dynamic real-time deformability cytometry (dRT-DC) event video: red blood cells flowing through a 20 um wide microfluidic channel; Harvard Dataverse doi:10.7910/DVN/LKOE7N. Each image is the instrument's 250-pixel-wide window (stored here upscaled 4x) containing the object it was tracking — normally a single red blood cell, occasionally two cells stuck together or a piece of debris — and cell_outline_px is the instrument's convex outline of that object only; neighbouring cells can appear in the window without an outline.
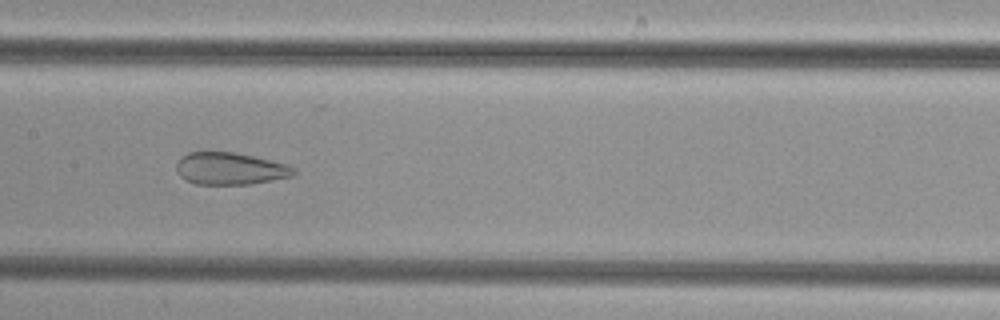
{"species": "common noctule bat (a hibernating species)", "species_latin": "Nyctalus noctula", "temperature_condition": "cold", "stored_images_in_passage": 38, "camera_frame_rate_fps": 3000, "um_per_image_px": 0.085, "animal": {"sex": "female", "body_mass_g": 29.2, "forearm_length_mm": 56.3}, "frame": {"image": 1, "passage_image": 12, "time_ms": 3.667, "image_size_px": [1000, 320], "cell_outline_px": [[296, 172], [292, 176], [272, 180], [248, 184], [196, 184], [180, 176], [176, 168], [176, 164], [180, 156], [188, 152], [236, 152], [284, 164], [296, 168]], "centroid_in_image_um": [19.53, 14.32], "position_along_channel_um": 187.9, "area_um2": 21.79}}
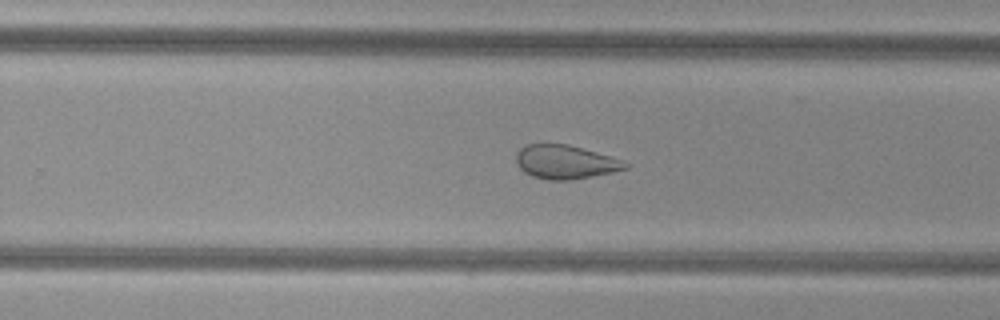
{"frame": {"image": 2, "passage_image": 19, "time_ms": 6.0, "image_size_px": [1000, 320], "cell_outline_px": [[632, 164], [628, 168], [612, 172], [592, 176], [568, 180], [548, 180], [532, 176], [524, 172], [516, 164], [516, 152], [524, 144], [568, 144], [608, 156]], "centroid_in_image_um": [48.01, 13.77], "position_along_channel_um": 281.8, "area_um2": 21.39}}
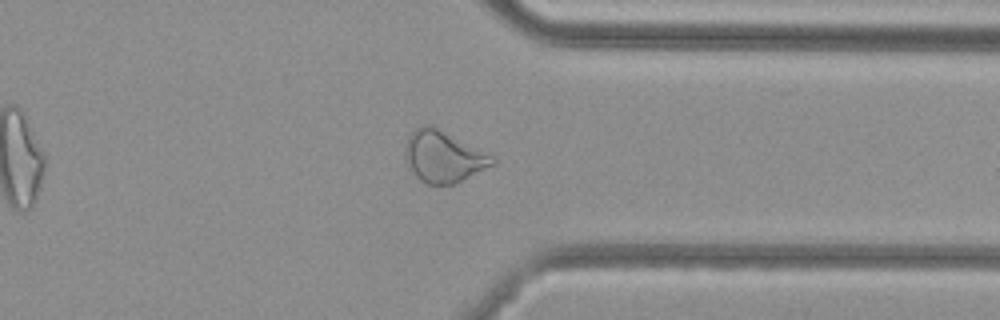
{"frame": {"image": 3, "passage_image": 26, "time_ms": 8.333, "image_size_px": [1000, 320], "cell_outline_px": [[496, 164], [452, 184], [424, 184], [416, 176], [408, 164], [404, 156], [404, 148], [408, 136], [420, 124], [428, 124], [492, 156], [496, 160]], "centroid_in_image_um": [37.64, 13.32], "position_along_channel_um": 373.8, "area_um2": 25.55}}